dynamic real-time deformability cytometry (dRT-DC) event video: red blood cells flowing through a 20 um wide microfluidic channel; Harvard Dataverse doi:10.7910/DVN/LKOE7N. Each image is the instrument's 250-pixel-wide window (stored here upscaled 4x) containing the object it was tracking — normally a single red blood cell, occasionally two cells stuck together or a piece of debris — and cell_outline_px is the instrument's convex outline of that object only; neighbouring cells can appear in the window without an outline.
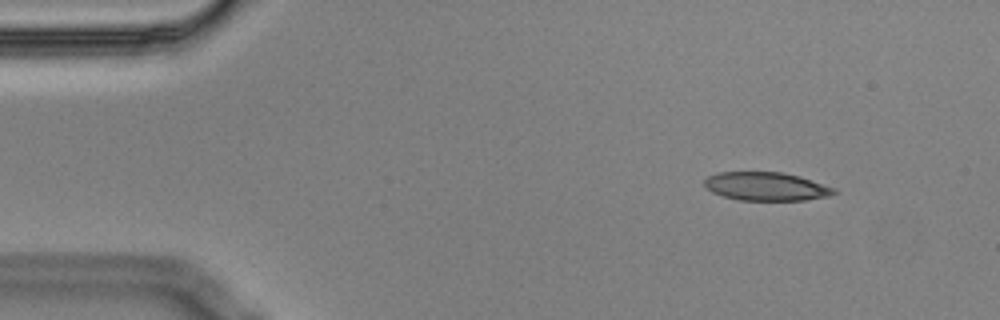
{"species": "Egyptian fruit bat (a non-hibernating species)", "species_latin": "Rousettus aegyptiacus", "temperature_condition": "cold", "stored_images_in_passage": 6, "camera_frame_rate_fps": 3000, "um_per_image_px": 0.085, "animal": {"sex": "male"}, "frame": {"image": 1, "passage_image": 1, "time_ms": 0.0, "image_size_px": [1000, 320], "cell_outline_px": [[836, 192], [828, 196], [804, 200], [740, 200], [724, 196], [712, 192], [704, 184], [704, 180], [708, 176], [716, 172], [784, 172], [800, 176], [836, 188]], "centroid_in_image_um": [65.13, 15.83], "position_along_channel_um": 19.9, "area_um2": 21.44}}
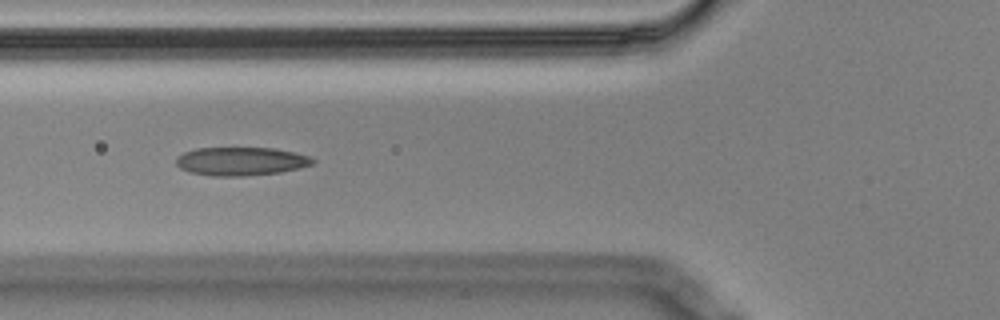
{"frame": {"image": 2, "passage_image": 5, "time_ms": 1.333, "image_size_px": [1000, 320], "cell_outline_px": [[316, 160], [312, 164], [300, 168], [280, 172], [240, 176], [212, 176], [192, 172], [180, 168], [176, 164], [176, 156], [184, 152], [196, 148], [272, 148], [292, 152], [308, 156]], "centroid_in_image_um": [20.45, 13.71], "position_along_channel_um": 105.3, "area_um2": 22.43}}